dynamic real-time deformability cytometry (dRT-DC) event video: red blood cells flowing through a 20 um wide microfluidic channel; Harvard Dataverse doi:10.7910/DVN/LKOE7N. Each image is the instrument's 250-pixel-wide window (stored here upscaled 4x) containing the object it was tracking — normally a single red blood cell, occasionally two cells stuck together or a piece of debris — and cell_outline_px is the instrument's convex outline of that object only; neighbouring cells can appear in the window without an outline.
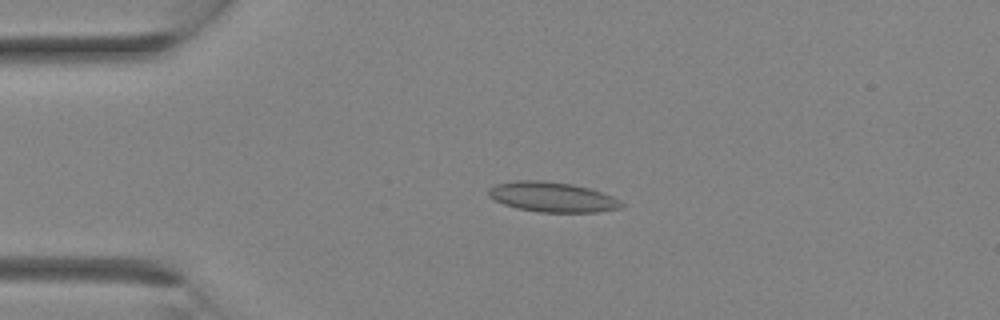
{"species": "Egyptian fruit bat (a non-hibernating species)", "species_latin": "Rousettus aegyptiacus", "temperature_condition": "room temperature", "stored_images_in_passage": 29, "camera_frame_rate_fps": 3000, "um_per_image_px": 0.085, "animal": {"sex": "female"}, "frame": {"image": 1, "passage_image": 7, "time_ms": 2.0, "image_size_px": [1000, 320], "cell_outline_px": [[624, 208], [596, 212], [540, 212], [516, 208], [504, 204], [488, 196], [488, 188], [496, 184], [512, 180], [544, 180], [572, 184], [588, 188], [612, 196], [624, 204]], "centroid_in_image_um": [46.93, 16.74], "position_along_channel_um": 38.1, "area_um2": 23.29}}
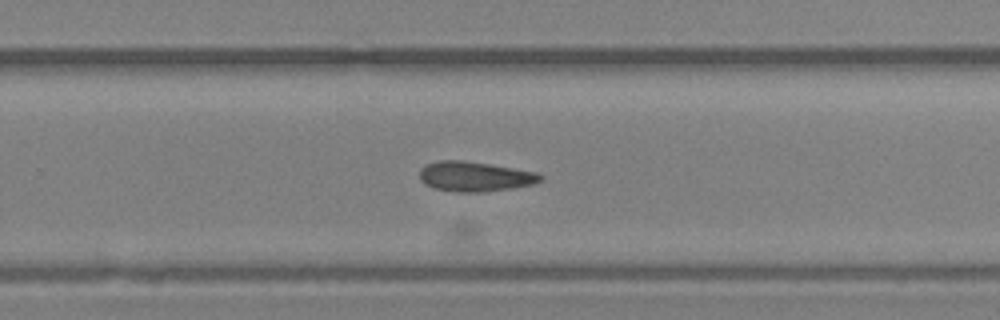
{"frame": {"image": 2, "passage_image": 19, "time_ms": 6.0, "image_size_px": [1000, 320], "cell_outline_px": [[544, 180], [536, 184], [480, 192], [456, 192], [432, 188], [424, 184], [420, 180], [420, 168], [424, 164], [440, 160], [464, 160], [492, 164], [536, 172], [544, 176]], "centroid_in_image_um": [40.35, 14.99], "position_along_channel_um": 289.4, "area_um2": 21.33}}
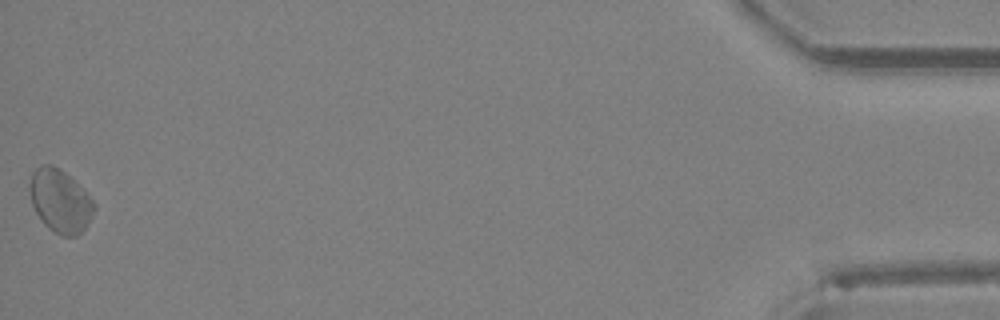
{"frame": {"image": 3, "passage_image": 29, "time_ms": 9.333, "image_size_px": [1000, 320], "cell_outline_px": [[96, 208], [92, 216], [84, 228], [76, 236], [60, 236], [48, 228], [44, 224], [36, 212], [32, 204], [28, 188], [28, 184], [32, 172], [40, 164], [52, 164], [60, 168], [96, 204]], "centroid_in_image_um": [5.07, 17.07], "position_along_channel_um": 430.1, "area_um2": 23.52}}